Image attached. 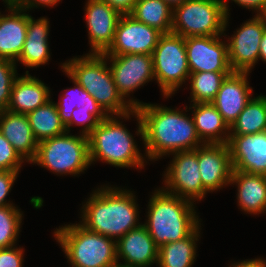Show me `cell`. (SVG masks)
I'll list each match as a JSON object with an SVG mask.
<instances>
[{"label": "cell", "instance_id": "cell-1", "mask_svg": "<svg viewBox=\"0 0 266 267\" xmlns=\"http://www.w3.org/2000/svg\"><path fill=\"white\" fill-rule=\"evenodd\" d=\"M183 111L151 103H143L132 111L138 123L136 134L144 142L148 161L204 144L197 135L193 117Z\"/></svg>", "mask_w": 266, "mask_h": 267}, {"label": "cell", "instance_id": "cell-17", "mask_svg": "<svg viewBox=\"0 0 266 267\" xmlns=\"http://www.w3.org/2000/svg\"><path fill=\"white\" fill-rule=\"evenodd\" d=\"M203 187L210 193L228 186L232 164L228 144H203L197 147Z\"/></svg>", "mask_w": 266, "mask_h": 267}, {"label": "cell", "instance_id": "cell-45", "mask_svg": "<svg viewBox=\"0 0 266 267\" xmlns=\"http://www.w3.org/2000/svg\"><path fill=\"white\" fill-rule=\"evenodd\" d=\"M112 267H132V266H125V265L117 263V264L113 265Z\"/></svg>", "mask_w": 266, "mask_h": 267}, {"label": "cell", "instance_id": "cell-15", "mask_svg": "<svg viewBox=\"0 0 266 267\" xmlns=\"http://www.w3.org/2000/svg\"><path fill=\"white\" fill-rule=\"evenodd\" d=\"M84 8L91 47L89 53L102 54L113 43L122 14L102 0H87Z\"/></svg>", "mask_w": 266, "mask_h": 267}, {"label": "cell", "instance_id": "cell-38", "mask_svg": "<svg viewBox=\"0 0 266 267\" xmlns=\"http://www.w3.org/2000/svg\"><path fill=\"white\" fill-rule=\"evenodd\" d=\"M9 4L24 9V10H30L32 8L36 9L38 7H49V6H54L57 5V3H60V0H6Z\"/></svg>", "mask_w": 266, "mask_h": 267}, {"label": "cell", "instance_id": "cell-9", "mask_svg": "<svg viewBox=\"0 0 266 267\" xmlns=\"http://www.w3.org/2000/svg\"><path fill=\"white\" fill-rule=\"evenodd\" d=\"M155 81L164 98H171L190 75L185 48V38L174 34H162L152 52Z\"/></svg>", "mask_w": 266, "mask_h": 267}, {"label": "cell", "instance_id": "cell-11", "mask_svg": "<svg viewBox=\"0 0 266 267\" xmlns=\"http://www.w3.org/2000/svg\"><path fill=\"white\" fill-rule=\"evenodd\" d=\"M110 61V69L118 92L124 99L128 98L135 109L143 104L134 98H129L131 92L141 88L149 81L155 80L152 55L125 54L105 56ZM126 97V98H125Z\"/></svg>", "mask_w": 266, "mask_h": 267}, {"label": "cell", "instance_id": "cell-13", "mask_svg": "<svg viewBox=\"0 0 266 267\" xmlns=\"http://www.w3.org/2000/svg\"><path fill=\"white\" fill-rule=\"evenodd\" d=\"M253 16L226 40L228 61L233 72L251 73L258 63L260 42L265 29L261 20L256 15Z\"/></svg>", "mask_w": 266, "mask_h": 267}, {"label": "cell", "instance_id": "cell-21", "mask_svg": "<svg viewBox=\"0 0 266 267\" xmlns=\"http://www.w3.org/2000/svg\"><path fill=\"white\" fill-rule=\"evenodd\" d=\"M0 132L29 164L35 159L38 141L33 135L26 114L5 110L0 113Z\"/></svg>", "mask_w": 266, "mask_h": 267}, {"label": "cell", "instance_id": "cell-18", "mask_svg": "<svg viewBox=\"0 0 266 267\" xmlns=\"http://www.w3.org/2000/svg\"><path fill=\"white\" fill-rule=\"evenodd\" d=\"M249 74V72H232L222 82L221 88L211 102L229 127L252 99L253 89L249 85Z\"/></svg>", "mask_w": 266, "mask_h": 267}, {"label": "cell", "instance_id": "cell-36", "mask_svg": "<svg viewBox=\"0 0 266 267\" xmlns=\"http://www.w3.org/2000/svg\"><path fill=\"white\" fill-rule=\"evenodd\" d=\"M23 248L13 246L0 249V267H23L24 262Z\"/></svg>", "mask_w": 266, "mask_h": 267}, {"label": "cell", "instance_id": "cell-40", "mask_svg": "<svg viewBox=\"0 0 266 267\" xmlns=\"http://www.w3.org/2000/svg\"><path fill=\"white\" fill-rule=\"evenodd\" d=\"M230 1V0H229ZM235 4L247 8L248 10L255 11V15L264 7L266 0H231Z\"/></svg>", "mask_w": 266, "mask_h": 267}, {"label": "cell", "instance_id": "cell-43", "mask_svg": "<svg viewBox=\"0 0 266 267\" xmlns=\"http://www.w3.org/2000/svg\"><path fill=\"white\" fill-rule=\"evenodd\" d=\"M256 16L261 20L264 29L266 30V4L264 7L256 14Z\"/></svg>", "mask_w": 266, "mask_h": 267}, {"label": "cell", "instance_id": "cell-10", "mask_svg": "<svg viewBox=\"0 0 266 267\" xmlns=\"http://www.w3.org/2000/svg\"><path fill=\"white\" fill-rule=\"evenodd\" d=\"M173 159L164 172V185L168 193L191 202L201 201L208 191L203 187L198 164L197 148L170 154ZM165 187V188H164Z\"/></svg>", "mask_w": 266, "mask_h": 267}, {"label": "cell", "instance_id": "cell-34", "mask_svg": "<svg viewBox=\"0 0 266 267\" xmlns=\"http://www.w3.org/2000/svg\"><path fill=\"white\" fill-rule=\"evenodd\" d=\"M14 61L0 59V113L7 110L13 82L18 77Z\"/></svg>", "mask_w": 266, "mask_h": 267}, {"label": "cell", "instance_id": "cell-6", "mask_svg": "<svg viewBox=\"0 0 266 267\" xmlns=\"http://www.w3.org/2000/svg\"><path fill=\"white\" fill-rule=\"evenodd\" d=\"M53 236L72 267H112L118 263L116 241L80 223L59 226Z\"/></svg>", "mask_w": 266, "mask_h": 267}, {"label": "cell", "instance_id": "cell-37", "mask_svg": "<svg viewBox=\"0 0 266 267\" xmlns=\"http://www.w3.org/2000/svg\"><path fill=\"white\" fill-rule=\"evenodd\" d=\"M19 172L13 171H0V207L7 205H15L9 200L7 202L6 197L9 195L14 182L18 177Z\"/></svg>", "mask_w": 266, "mask_h": 267}, {"label": "cell", "instance_id": "cell-12", "mask_svg": "<svg viewBox=\"0 0 266 267\" xmlns=\"http://www.w3.org/2000/svg\"><path fill=\"white\" fill-rule=\"evenodd\" d=\"M161 35L162 33L156 28L137 21L130 14H122L115 30L113 43L102 54L104 56L151 55Z\"/></svg>", "mask_w": 266, "mask_h": 267}, {"label": "cell", "instance_id": "cell-24", "mask_svg": "<svg viewBox=\"0 0 266 267\" xmlns=\"http://www.w3.org/2000/svg\"><path fill=\"white\" fill-rule=\"evenodd\" d=\"M229 185L237 186V202L246 214H261L266 211V176L232 171Z\"/></svg>", "mask_w": 266, "mask_h": 267}, {"label": "cell", "instance_id": "cell-28", "mask_svg": "<svg viewBox=\"0 0 266 267\" xmlns=\"http://www.w3.org/2000/svg\"><path fill=\"white\" fill-rule=\"evenodd\" d=\"M130 15L162 34L171 33L173 8L163 0H137Z\"/></svg>", "mask_w": 266, "mask_h": 267}, {"label": "cell", "instance_id": "cell-16", "mask_svg": "<svg viewBox=\"0 0 266 267\" xmlns=\"http://www.w3.org/2000/svg\"><path fill=\"white\" fill-rule=\"evenodd\" d=\"M233 171L266 176V130L255 134L229 135Z\"/></svg>", "mask_w": 266, "mask_h": 267}, {"label": "cell", "instance_id": "cell-8", "mask_svg": "<svg viewBox=\"0 0 266 267\" xmlns=\"http://www.w3.org/2000/svg\"><path fill=\"white\" fill-rule=\"evenodd\" d=\"M56 175L76 176L91 166L88 136L70 132L38 142L37 154L31 162Z\"/></svg>", "mask_w": 266, "mask_h": 267}, {"label": "cell", "instance_id": "cell-44", "mask_svg": "<svg viewBox=\"0 0 266 267\" xmlns=\"http://www.w3.org/2000/svg\"><path fill=\"white\" fill-rule=\"evenodd\" d=\"M163 1L166 2L171 8H175L176 6L182 5L188 0H163Z\"/></svg>", "mask_w": 266, "mask_h": 267}, {"label": "cell", "instance_id": "cell-42", "mask_svg": "<svg viewBox=\"0 0 266 267\" xmlns=\"http://www.w3.org/2000/svg\"><path fill=\"white\" fill-rule=\"evenodd\" d=\"M259 60H262L266 63V30L264 31L260 42L258 61Z\"/></svg>", "mask_w": 266, "mask_h": 267}, {"label": "cell", "instance_id": "cell-25", "mask_svg": "<svg viewBox=\"0 0 266 267\" xmlns=\"http://www.w3.org/2000/svg\"><path fill=\"white\" fill-rule=\"evenodd\" d=\"M190 109L197 135L204 144L228 143L229 126L212 103H193Z\"/></svg>", "mask_w": 266, "mask_h": 267}, {"label": "cell", "instance_id": "cell-30", "mask_svg": "<svg viewBox=\"0 0 266 267\" xmlns=\"http://www.w3.org/2000/svg\"><path fill=\"white\" fill-rule=\"evenodd\" d=\"M232 72H197L190 73L191 103H211L221 88L222 82Z\"/></svg>", "mask_w": 266, "mask_h": 267}, {"label": "cell", "instance_id": "cell-22", "mask_svg": "<svg viewBox=\"0 0 266 267\" xmlns=\"http://www.w3.org/2000/svg\"><path fill=\"white\" fill-rule=\"evenodd\" d=\"M50 88L29 71L18 76L13 82L7 110L27 114L51 100Z\"/></svg>", "mask_w": 266, "mask_h": 267}, {"label": "cell", "instance_id": "cell-19", "mask_svg": "<svg viewBox=\"0 0 266 267\" xmlns=\"http://www.w3.org/2000/svg\"><path fill=\"white\" fill-rule=\"evenodd\" d=\"M117 261L132 267H151L158 264V250L146 226L142 223L116 242Z\"/></svg>", "mask_w": 266, "mask_h": 267}, {"label": "cell", "instance_id": "cell-14", "mask_svg": "<svg viewBox=\"0 0 266 267\" xmlns=\"http://www.w3.org/2000/svg\"><path fill=\"white\" fill-rule=\"evenodd\" d=\"M221 36H196L185 38L187 62L190 73L233 72L228 61L227 41Z\"/></svg>", "mask_w": 266, "mask_h": 267}, {"label": "cell", "instance_id": "cell-2", "mask_svg": "<svg viewBox=\"0 0 266 267\" xmlns=\"http://www.w3.org/2000/svg\"><path fill=\"white\" fill-rule=\"evenodd\" d=\"M129 189L103 185L82 203L80 224L97 234L116 242L130 230L138 227L139 208L136 196Z\"/></svg>", "mask_w": 266, "mask_h": 267}, {"label": "cell", "instance_id": "cell-31", "mask_svg": "<svg viewBox=\"0 0 266 267\" xmlns=\"http://www.w3.org/2000/svg\"><path fill=\"white\" fill-rule=\"evenodd\" d=\"M62 71L75 85L73 88H68L64 92L65 94L62 93L59 102H56L60 120L65 126L71 121L72 112L75 108L82 106L84 109H102L92 95L82 88L64 69Z\"/></svg>", "mask_w": 266, "mask_h": 267}, {"label": "cell", "instance_id": "cell-5", "mask_svg": "<svg viewBox=\"0 0 266 267\" xmlns=\"http://www.w3.org/2000/svg\"><path fill=\"white\" fill-rule=\"evenodd\" d=\"M132 112L109 115L88 135L90 163L101 160L113 167L142 169L146 157L120 119H131ZM120 118V119H119Z\"/></svg>", "mask_w": 266, "mask_h": 267}, {"label": "cell", "instance_id": "cell-20", "mask_svg": "<svg viewBox=\"0 0 266 267\" xmlns=\"http://www.w3.org/2000/svg\"><path fill=\"white\" fill-rule=\"evenodd\" d=\"M8 14L0 12V59L17 60L27 35L28 14L24 9L4 1Z\"/></svg>", "mask_w": 266, "mask_h": 267}, {"label": "cell", "instance_id": "cell-4", "mask_svg": "<svg viewBox=\"0 0 266 267\" xmlns=\"http://www.w3.org/2000/svg\"><path fill=\"white\" fill-rule=\"evenodd\" d=\"M108 62L103 54L87 53L66 60L61 69L92 95L108 115L122 116L135 108L118 92Z\"/></svg>", "mask_w": 266, "mask_h": 267}, {"label": "cell", "instance_id": "cell-35", "mask_svg": "<svg viewBox=\"0 0 266 267\" xmlns=\"http://www.w3.org/2000/svg\"><path fill=\"white\" fill-rule=\"evenodd\" d=\"M24 160L0 132V171L19 172Z\"/></svg>", "mask_w": 266, "mask_h": 267}, {"label": "cell", "instance_id": "cell-7", "mask_svg": "<svg viewBox=\"0 0 266 267\" xmlns=\"http://www.w3.org/2000/svg\"><path fill=\"white\" fill-rule=\"evenodd\" d=\"M226 0H188L173 8L171 32L184 38L222 36L228 28Z\"/></svg>", "mask_w": 266, "mask_h": 267}, {"label": "cell", "instance_id": "cell-3", "mask_svg": "<svg viewBox=\"0 0 266 267\" xmlns=\"http://www.w3.org/2000/svg\"><path fill=\"white\" fill-rule=\"evenodd\" d=\"M154 191L150 195L144 225L158 248L185 239L201 224L195 203L162 188Z\"/></svg>", "mask_w": 266, "mask_h": 267}, {"label": "cell", "instance_id": "cell-33", "mask_svg": "<svg viewBox=\"0 0 266 267\" xmlns=\"http://www.w3.org/2000/svg\"><path fill=\"white\" fill-rule=\"evenodd\" d=\"M109 115L103 109H84L75 108L72 112L71 121L65 126L66 131L70 132L72 125L81 127L80 134L88 136L99 124L100 121L106 119Z\"/></svg>", "mask_w": 266, "mask_h": 267}, {"label": "cell", "instance_id": "cell-26", "mask_svg": "<svg viewBox=\"0 0 266 267\" xmlns=\"http://www.w3.org/2000/svg\"><path fill=\"white\" fill-rule=\"evenodd\" d=\"M201 224L185 239L162 245L158 250V267H191L196 260ZM199 238V239H198Z\"/></svg>", "mask_w": 266, "mask_h": 267}, {"label": "cell", "instance_id": "cell-23", "mask_svg": "<svg viewBox=\"0 0 266 267\" xmlns=\"http://www.w3.org/2000/svg\"><path fill=\"white\" fill-rule=\"evenodd\" d=\"M33 18L28 14L27 35L23 50L17 60V63L19 61L28 68L45 65L51 58L48 43L50 21L46 17Z\"/></svg>", "mask_w": 266, "mask_h": 267}, {"label": "cell", "instance_id": "cell-39", "mask_svg": "<svg viewBox=\"0 0 266 267\" xmlns=\"http://www.w3.org/2000/svg\"><path fill=\"white\" fill-rule=\"evenodd\" d=\"M121 14H130L137 0H102Z\"/></svg>", "mask_w": 266, "mask_h": 267}, {"label": "cell", "instance_id": "cell-41", "mask_svg": "<svg viewBox=\"0 0 266 267\" xmlns=\"http://www.w3.org/2000/svg\"><path fill=\"white\" fill-rule=\"evenodd\" d=\"M228 267H266V260L263 258L246 259L240 262L231 263Z\"/></svg>", "mask_w": 266, "mask_h": 267}, {"label": "cell", "instance_id": "cell-27", "mask_svg": "<svg viewBox=\"0 0 266 267\" xmlns=\"http://www.w3.org/2000/svg\"><path fill=\"white\" fill-rule=\"evenodd\" d=\"M26 116L38 142L66 132L65 125L60 120L56 103L52 99L27 113Z\"/></svg>", "mask_w": 266, "mask_h": 267}, {"label": "cell", "instance_id": "cell-29", "mask_svg": "<svg viewBox=\"0 0 266 267\" xmlns=\"http://www.w3.org/2000/svg\"><path fill=\"white\" fill-rule=\"evenodd\" d=\"M266 130V95L252 97L229 127V135L255 134Z\"/></svg>", "mask_w": 266, "mask_h": 267}, {"label": "cell", "instance_id": "cell-32", "mask_svg": "<svg viewBox=\"0 0 266 267\" xmlns=\"http://www.w3.org/2000/svg\"><path fill=\"white\" fill-rule=\"evenodd\" d=\"M23 213L14 205L0 207V249L17 245Z\"/></svg>", "mask_w": 266, "mask_h": 267}]
</instances>
